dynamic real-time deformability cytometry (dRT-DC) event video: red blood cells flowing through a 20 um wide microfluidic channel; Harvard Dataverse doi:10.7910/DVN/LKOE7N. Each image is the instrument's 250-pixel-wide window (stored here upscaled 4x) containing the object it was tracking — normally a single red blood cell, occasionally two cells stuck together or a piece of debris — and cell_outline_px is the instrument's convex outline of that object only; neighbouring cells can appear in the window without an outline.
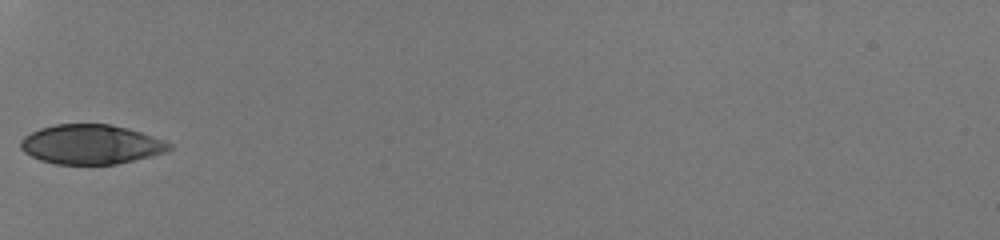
{"species": "human", "species_latin": "Homo sapiens", "temperature_condition": "room temperature", "stored_images_in_passage": 30, "camera_frame_rate_fps": 3000, "um_per_image_px": 0.085, "donor": {"sex": "male"}, "frame": {"image": 1, "passage_image": 1, "time_ms": 0.0, "image_size_px": [1000, 240], "cell_outline_px": [[172, 148], [168, 152], [152, 156], [116, 164], [56, 164], [40, 160], [24, 152], [20, 148], [20, 140], [24, 136], [40, 128], [56, 124], [108, 124], [128, 128], [164, 140], [172, 144]], "centroid_in_image_um": [7.74, 12.27], "position_along_channel_um": 77.3, "area_um2": 34.28}}
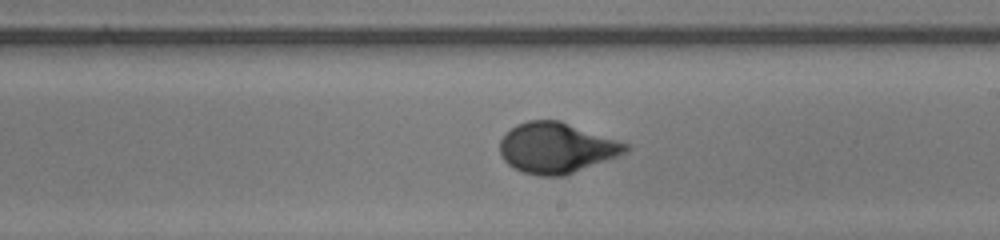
{"frame": {"image": 2, "passage_image": 13, "time_ms": 4.0, "image_size_px": [1000, 240], "cell_outline_px": [[632, 148], [628, 152], [564, 176], [540, 176], [524, 172], [508, 164], [504, 160], [500, 152], [500, 140], [516, 124], [528, 120], [560, 120], [632, 144]], "centroid_in_image_um": [47.36, 12.56], "position_along_channel_um": 241.6, "area_um2": 37.17}}
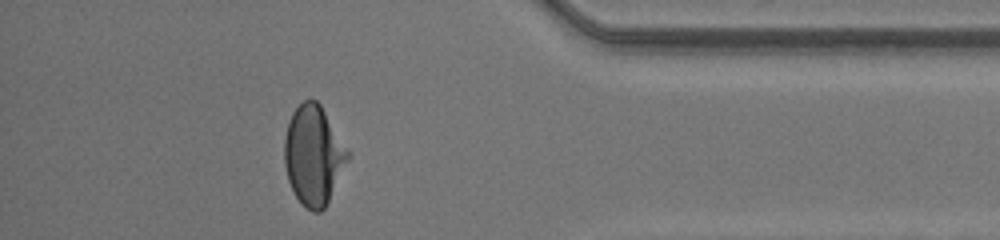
{"frame": {"image": 3, "passage_image": 26, "time_ms": 8.333, "image_size_px": [1000, 240], "cell_outline_px": [[352, 156], [324, 208], [320, 212], [312, 212], [296, 196], [288, 180], [284, 164], [284, 140], [288, 124], [292, 112], [304, 100], [316, 100], [320, 104], [352, 152]], "centroid_in_image_um": [26.69, 13.18], "position_along_channel_um": 408.5, "area_um2": 36.93}, "authors_computed_cell_mechanics": {"area_um2": 36.6741, "velocity_mm_per_s": 4.2447, "shape_relaxation_time_tau1_ms": 3.8641, "shape_relaxation_time_tau2_ms": null, "deformation_change_tau1": 0.1909, "deformation_change_tau2": null}}